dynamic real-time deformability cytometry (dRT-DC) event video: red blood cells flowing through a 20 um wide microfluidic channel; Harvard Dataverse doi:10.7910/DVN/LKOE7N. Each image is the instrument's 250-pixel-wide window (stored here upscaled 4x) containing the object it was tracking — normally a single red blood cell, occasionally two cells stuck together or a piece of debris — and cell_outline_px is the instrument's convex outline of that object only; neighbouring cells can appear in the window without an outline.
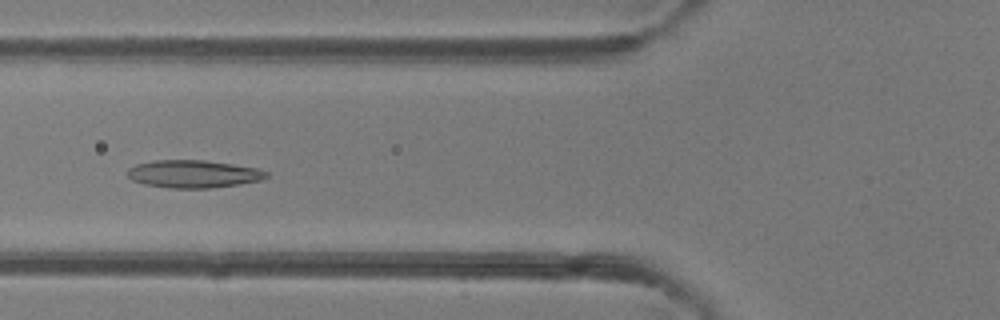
{"species": "common noctule bat (a hibernating species)", "species_latin": "Nyctalus noctula", "temperature_condition": "room temperature", "stored_images_in_passage": 49, "camera_frame_rate_fps": 3000, "um_per_image_px": 0.085, "animal": {"sex": "female"}, "frame": {"image": 1, "passage_image": 19, "time_ms": 6.0, "image_size_px": [1000, 320], "cell_outline_px": [[268, 176], [260, 180], [240, 184], [208, 188], [168, 188], [144, 184], [132, 180], [128, 176], [128, 168], [136, 164], [156, 160], [204, 160], [232, 164], [256, 168], [268, 172]], "centroid_in_image_um": [16.42, 14.78], "position_along_channel_um": 109.4, "area_um2": 22.31}}
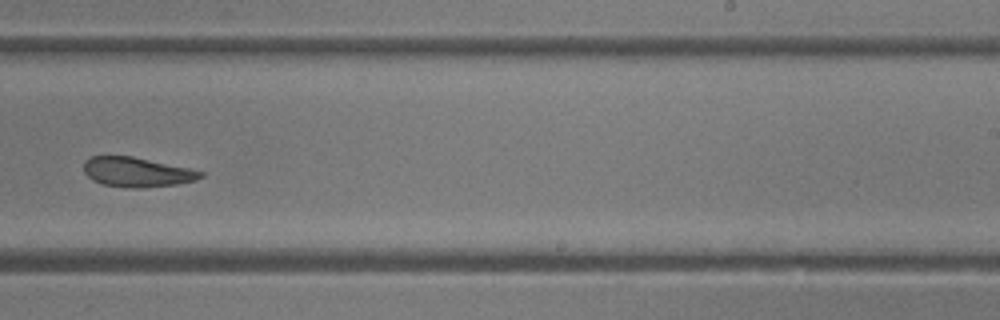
{"frame": {"image": 2, "passage_image": 31, "time_ms": 10.0, "image_size_px": [1000, 320], "cell_outline_px": [[204, 176], [196, 180], [176, 184], [136, 188], [132, 188], [100, 184], [92, 180], [84, 172], [84, 160], [92, 156], [132, 156], [188, 168], [204, 172]], "centroid_in_image_um": [11.61, 14.63], "position_along_channel_um": 277.4, "area_um2": 20.06}}
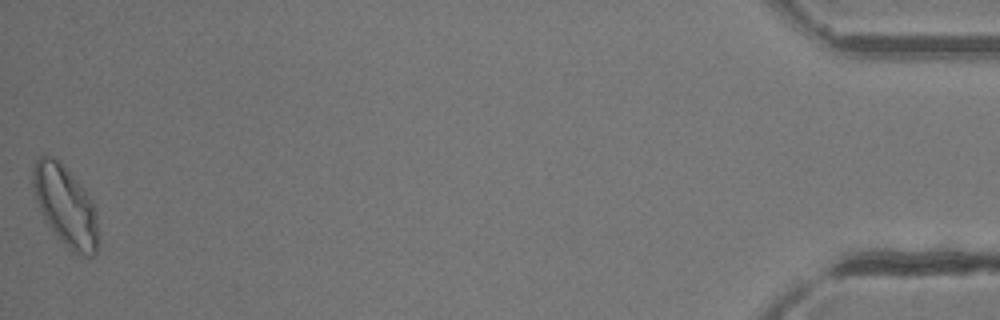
{"frame": {"image": 3, "passage_image": 49, "time_ms": 16.0, "image_size_px": [1000, 320], "cell_outline_px": [[96, 252], [92, 256], [80, 256], [72, 252], [68, 248], [44, 220], [36, 200], [32, 184], [32, 168], [36, 160], [40, 156], [52, 156], [60, 160], [80, 184], [96, 204]], "centroid_in_image_um": [5.54, 17.46], "position_along_channel_um": 429.7, "area_um2": 30.46}, "authors_computed_cell_mechanics": {"area_um2": 22.8888, "velocity_mm_per_s": 4.2033, "shape_relaxation_time_tau1_ms": 8.7045, "shape_relaxation_time_tau2_ms": 5.602, "deformation_change_tau1": 0.1891, "deformation_change_tau2": 0.1382}}